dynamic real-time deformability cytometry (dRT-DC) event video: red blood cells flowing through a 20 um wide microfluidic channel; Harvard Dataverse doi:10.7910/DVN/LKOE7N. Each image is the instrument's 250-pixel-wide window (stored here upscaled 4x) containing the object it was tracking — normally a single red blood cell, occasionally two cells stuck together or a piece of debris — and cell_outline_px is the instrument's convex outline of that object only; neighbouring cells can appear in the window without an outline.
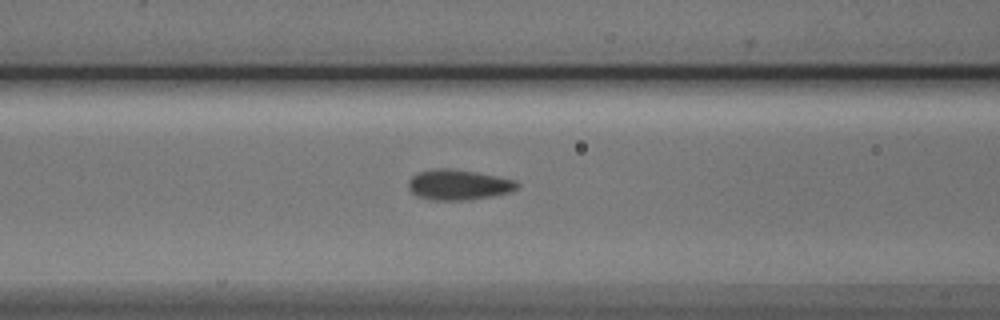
{"species": "Egyptian fruit bat (a non-hibernating species)", "species_latin": "Rousettus aegyptiacus", "temperature_condition": "cold", "stored_images_in_passage": 14, "camera_frame_rate_fps": 3000, "um_per_image_px": 0.085, "animal": {"sex": "male"}, "frame": {"image": 1, "passage_image": 12, "time_ms": 3.667, "image_size_px": [1000, 320], "cell_outline_px": [[520, 184], [516, 188], [508, 192], [492, 196], [468, 200], [428, 200], [416, 196], [408, 188], [408, 180], [416, 172], [432, 168], [452, 168], [476, 172], [516, 180]], "centroid_in_image_um": [38.91, 15.69], "position_along_channel_um": 127.7, "area_um2": 19.48}}